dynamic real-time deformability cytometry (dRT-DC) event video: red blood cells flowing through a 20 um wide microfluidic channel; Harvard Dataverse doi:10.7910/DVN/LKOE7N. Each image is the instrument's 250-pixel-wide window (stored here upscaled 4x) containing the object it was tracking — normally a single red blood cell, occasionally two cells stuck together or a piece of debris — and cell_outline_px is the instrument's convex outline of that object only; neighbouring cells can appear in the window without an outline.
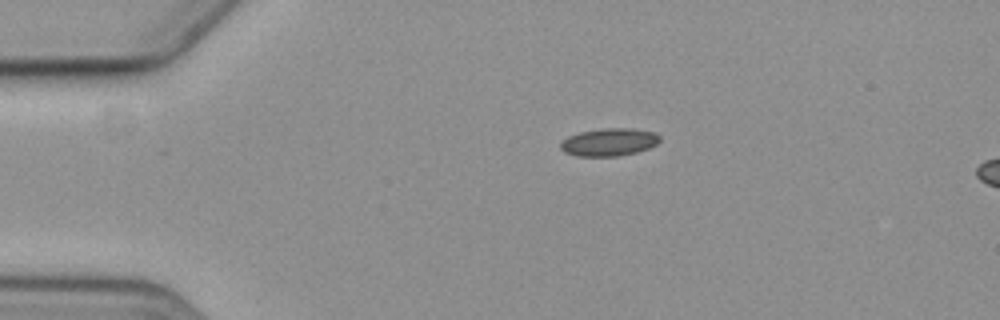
{"species": "common noctule bat (a hibernating species)", "species_latin": "Nyctalus noctula", "temperature_condition": "cold", "stored_images_in_passage": 7, "camera_frame_rate_fps": 3000, "um_per_image_px": 0.085, "animal": {"sex": "female", "body_mass_g": 19.3, "forearm_length_mm": 54.1}, "frame": {"image": 1, "passage_image": 1, "time_ms": 0.0, "image_size_px": [1000, 320], "cell_outline_px": [[660, 140], [656, 144], [648, 148], [636, 152], [616, 156], [576, 156], [564, 152], [560, 148], [560, 140], [568, 136], [580, 132], [600, 128], [632, 128], [656, 132], [660, 136]], "centroid_in_image_um": [51.75, 12.07], "position_along_channel_um": 33.3, "area_um2": 16.18}}
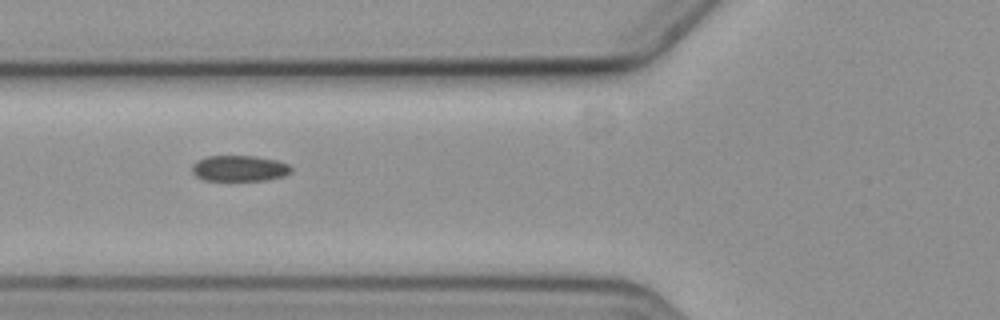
{"frame": {"image": 2, "passage_image": 4, "time_ms": 3.333, "image_size_px": [1000, 320], "cell_outline_px": [[292, 172], [284, 176], [268, 180], [204, 180], [196, 176], [192, 172], [192, 164], [196, 160], [208, 156], [256, 156], [276, 160], [288, 164], [292, 168]], "centroid_in_image_um": [20.35, 14.31], "position_along_channel_um": 105.4, "area_um2": 15.03}}
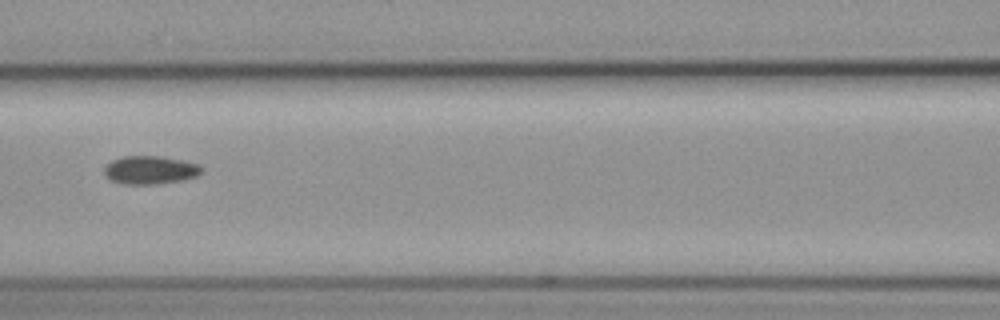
{"frame": {"image": 3, "passage_image": 5, "time_ms": 4.667, "image_size_px": [1000, 320], "cell_outline_px": [[204, 168], [196, 176], [180, 180], [152, 184], [124, 184], [112, 180], [104, 172], [104, 168], [112, 160], [124, 156], [160, 156], [200, 164]], "centroid_in_image_um": [12.77, 14.44], "position_along_channel_um": 153.8, "area_um2": 15.72}}